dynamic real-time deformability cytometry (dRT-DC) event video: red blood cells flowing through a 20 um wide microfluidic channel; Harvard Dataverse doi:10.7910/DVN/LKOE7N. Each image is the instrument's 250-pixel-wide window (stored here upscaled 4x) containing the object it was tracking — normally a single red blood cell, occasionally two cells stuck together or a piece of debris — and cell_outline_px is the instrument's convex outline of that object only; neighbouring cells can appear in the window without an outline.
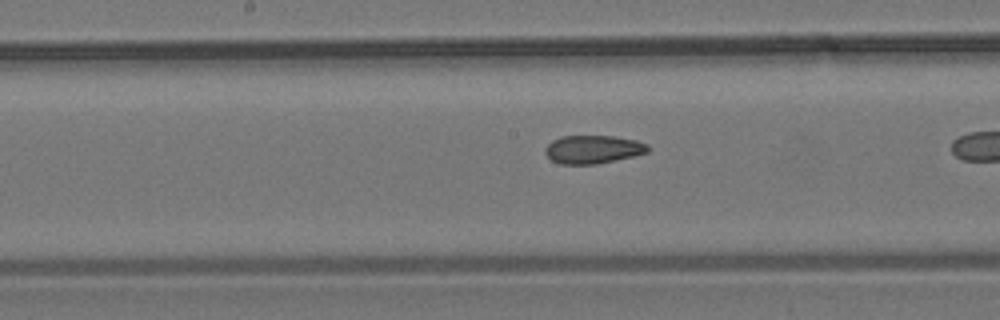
{"species": "common noctule bat (a hibernating species)", "species_latin": "Nyctalus noctula", "temperature_condition": "room temperature", "stored_images_in_passage": 30, "camera_frame_rate_fps": 3000, "um_per_image_px": 0.085, "animal": {"sex": "male", "body_mass_g": 19.2, "forearm_length_mm": 51.8}, "frame": {"image": 1, "passage_image": 25, "time_ms": 8.0, "image_size_px": [1000, 320], "cell_outline_px": [[648, 152], [632, 156], [596, 164], [560, 164], [552, 160], [544, 152], [544, 148], [552, 140], [560, 136], [616, 136], [636, 140], [648, 144]], "centroid_in_image_um": [50.38, 12.69], "position_along_channel_um": 197.8, "area_um2": 16.88}}